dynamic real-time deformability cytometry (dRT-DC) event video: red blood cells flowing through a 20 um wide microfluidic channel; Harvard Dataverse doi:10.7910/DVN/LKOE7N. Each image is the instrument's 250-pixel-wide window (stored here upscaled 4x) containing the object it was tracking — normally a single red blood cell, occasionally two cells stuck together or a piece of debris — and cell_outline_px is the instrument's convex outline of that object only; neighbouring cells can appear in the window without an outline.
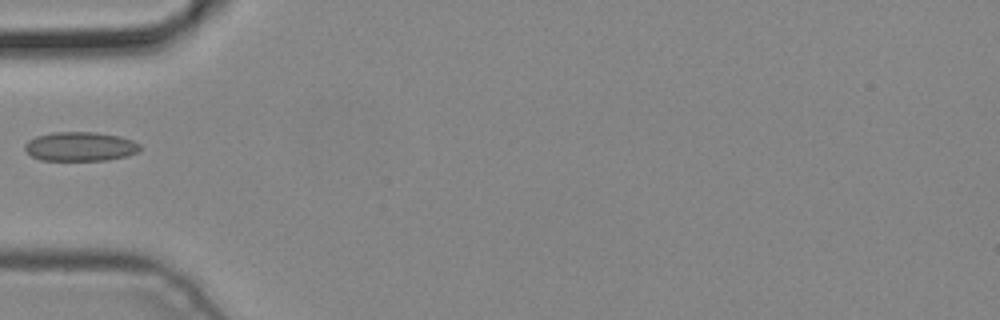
{"species": "common noctule bat (a hibernating species)", "species_latin": "Nyctalus noctula", "temperature_condition": "cold", "stored_images_in_passage": 3, "camera_frame_rate_fps": 3000, "um_per_image_px": 0.085, "animal": {"sex": "male", "body_mass_g": 19.2, "forearm_length_mm": 51.8}, "frame": {"image": 1, "passage_image": 3, "time_ms": 0.667, "image_size_px": [1000, 320], "cell_outline_px": [[140, 148], [136, 152], [128, 156], [104, 160], [40, 160], [32, 156], [24, 148], [24, 144], [28, 140], [36, 136], [52, 132], [96, 132], [120, 136], [132, 140], [140, 144]], "centroid_in_image_um": [6.81, 12.44], "position_along_channel_um": 78.2, "area_um2": 19.59}}